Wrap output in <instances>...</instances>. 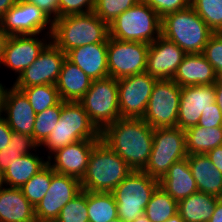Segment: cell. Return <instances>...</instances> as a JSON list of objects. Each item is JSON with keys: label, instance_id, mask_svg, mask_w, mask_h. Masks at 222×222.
<instances>
[{"label": "cell", "instance_id": "obj_23", "mask_svg": "<svg viewBox=\"0 0 222 222\" xmlns=\"http://www.w3.org/2000/svg\"><path fill=\"white\" fill-rule=\"evenodd\" d=\"M0 222H37L35 207L21 188L0 186Z\"/></svg>", "mask_w": 222, "mask_h": 222}, {"label": "cell", "instance_id": "obj_9", "mask_svg": "<svg viewBox=\"0 0 222 222\" xmlns=\"http://www.w3.org/2000/svg\"><path fill=\"white\" fill-rule=\"evenodd\" d=\"M79 102L100 132L121 117L117 79L113 77L92 80L90 88Z\"/></svg>", "mask_w": 222, "mask_h": 222}, {"label": "cell", "instance_id": "obj_29", "mask_svg": "<svg viewBox=\"0 0 222 222\" xmlns=\"http://www.w3.org/2000/svg\"><path fill=\"white\" fill-rule=\"evenodd\" d=\"M188 155L207 154L210 150L222 146V127L205 128L199 125L185 130Z\"/></svg>", "mask_w": 222, "mask_h": 222}, {"label": "cell", "instance_id": "obj_15", "mask_svg": "<svg viewBox=\"0 0 222 222\" xmlns=\"http://www.w3.org/2000/svg\"><path fill=\"white\" fill-rule=\"evenodd\" d=\"M66 53L52 41L43 49L39 57L16 78L15 87L35 85H56Z\"/></svg>", "mask_w": 222, "mask_h": 222}, {"label": "cell", "instance_id": "obj_4", "mask_svg": "<svg viewBox=\"0 0 222 222\" xmlns=\"http://www.w3.org/2000/svg\"><path fill=\"white\" fill-rule=\"evenodd\" d=\"M161 35L177 44L186 54H196L203 53L213 32L189 6L161 18Z\"/></svg>", "mask_w": 222, "mask_h": 222}, {"label": "cell", "instance_id": "obj_47", "mask_svg": "<svg viewBox=\"0 0 222 222\" xmlns=\"http://www.w3.org/2000/svg\"><path fill=\"white\" fill-rule=\"evenodd\" d=\"M17 2V0H0V18Z\"/></svg>", "mask_w": 222, "mask_h": 222}, {"label": "cell", "instance_id": "obj_35", "mask_svg": "<svg viewBox=\"0 0 222 222\" xmlns=\"http://www.w3.org/2000/svg\"><path fill=\"white\" fill-rule=\"evenodd\" d=\"M190 6L213 33L222 32V0H190Z\"/></svg>", "mask_w": 222, "mask_h": 222}, {"label": "cell", "instance_id": "obj_31", "mask_svg": "<svg viewBox=\"0 0 222 222\" xmlns=\"http://www.w3.org/2000/svg\"><path fill=\"white\" fill-rule=\"evenodd\" d=\"M176 213H178V201L158 186L144 210V215L151 222H164Z\"/></svg>", "mask_w": 222, "mask_h": 222}, {"label": "cell", "instance_id": "obj_39", "mask_svg": "<svg viewBox=\"0 0 222 222\" xmlns=\"http://www.w3.org/2000/svg\"><path fill=\"white\" fill-rule=\"evenodd\" d=\"M213 66L217 76L222 74V32L213 33L202 53Z\"/></svg>", "mask_w": 222, "mask_h": 222}, {"label": "cell", "instance_id": "obj_36", "mask_svg": "<svg viewBox=\"0 0 222 222\" xmlns=\"http://www.w3.org/2000/svg\"><path fill=\"white\" fill-rule=\"evenodd\" d=\"M61 111L62 101L58 105L49 107L36 114L33 128V139L39 147L56 127L61 116Z\"/></svg>", "mask_w": 222, "mask_h": 222}, {"label": "cell", "instance_id": "obj_45", "mask_svg": "<svg viewBox=\"0 0 222 222\" xmlns=\"http://www.w3.org/2000/svg\"><path fill=\"white\" fill-rule=\"evenodd\" d=\"M206 156L222 174V146L210 150Z\"/></svg>", "mask_w": 222, "mask_h": 222}, {"label": "cell", "instance_id": "obj_27", "mask_svg": "<svg viewBox=\"0 0 222 222\" xmlns=\"http://www.w3.org/2000/svg\"><path fill=\"white\" fill-rule=\"evenodd\" d=\"M47 164L48 161H44L42 157L40 158L33 153L14 159L11 166L2 173V185L21 188Z\"/></svg>", "mask_w": 222, "mask_h": 222}, {"label": "cell", "instance_id": "obj_54", "mask_svg": "<svg viewBox=\"0 0 222 222\" xmlns=\"http://www.w3.org/2000/svg\"><path fill=\"white\" fill-rule=\"evenodd\" d=\"M110 222H124V221L121 220L119 217H117L116 219H113Z\"/></svg>", "mask_w": 222, "mask_h": 222}, {"label": "cell", "instance_id": "obj_8", "mask_svg": "<svg viewBox=\"0 0 222 222\" xmlns=\"http://www.w3.org/2000/svg\"><path fill=\"white\" fill-rule=\"evenodd\" d=\"M187 156L185 130L179 127L155 128L151 154L142 171L160 181L173 163Z\"/></svg>", "mask_w": 222, "mask_h": 222}, {"label": "cell", "instance_id": "obj_44", "mask_svg": "<svg viewBox=\"0 0 222 222\" xmlns=\"http://www.w3.org/2000/svg\"><path fill=\"white\" fill-rule=\"evenodd\" d=\"M12 129L8 126L4 116H0V151L9 145Z\"/></svg>", "mask_w": 222, "mask_h": 222}, {"label": "cell", "instance_id": "obj_26", "mask_svg": "<svg viewBox=\"0 0 222 222\" xmlns=\"http://www.w3.org/2000/svg\"><path fill=\"white\" fill-rule=\"evenodd\" d=\"M92 79L78 66L65 59L56 83L62 101L79 102L90 88Z\"/></svg>", "mask_w": 222, "mask_h": 222}, {"label": "cell", "instance_id": "obj_33", "mask_svg": "<svg viewBox=\"0 0 222 222\" xmlns=\"http://www.w3.org/2000/svg\"><path fill=\"white\" fill-rule=\"evenodd\" d=\"M16 88L26 95L36 114L49 107L58 105L62 101L56 85L43 84Z\"/></svg>", "mask_w": 222, "mask_h": 222}, {"label": "cell", "instance_id": "obj_46", "mask_svg": "<svg viewBox=\"0 0 222 222\" xmlns=\"http://www.w3.org/2000/svg\"><path fill=\"white\" fill-rule=\"evenodd\" d=\"M208 222H222V198L217 201L215 210Z\"/></svg>", "mask_w": 222, "mask_h": 222}, {"label": "cell", "instance_id": "obj_51", "mask_svg": "<svg viewBox=\"0 0 222 222\" xmlns=\"http://www.w3.org/2000/svg\"><path fill=\"white\" fill-rule=\"evenodd\" d=\"M164 222H184L179 213H176Z\"/></svg>", "mask_w": 222, "mask_h": 222}, {"label": "cell", "instance_id": "obj_22", "mask_svg": "<svg viewBox=\"0 0 222 222\" xmlns=\"http://www.w3.org/2000/svg\"><path fill=\"white\" fill-rule=\"evenodd\" d=\"M218 79L213 66L202 53L186 54L173 77L180 87L212 85Z\"/></svg>", "mask_w": 222, "mask_h": 222}, {"label": "cell", "instance_id": "obj_41", "mask_svg": "<svg viewBox=\"0 0 222 222\" xmlns=\"http://www.w3.org/2000/svg\"><path fill=\"white\" fill-rule=\"evenodd\" d=\"M148 4L162 18L168 13L184 10L190 6V0H140Z\"/></svg>", "mask_w": 222, "mask_h": 222}, {"label": "cell", "instance_id": "obj_28", "mask_svg": "<svg viewBox=\"0 0 222 222\" xmlns=\"http://www.w3.org/2000/svg\"><path fill=\"white\" fill-rule=\"evenodd\" d=\"M219 199L197 191L178 201V213L184 222H208Z\"/></svg>", "mask_w": 222, "mask_h": 222}, {"label": "cell", "instance_id": "obj_17", "mask_svg": "<svg viewBox=\"0 0 222 222\" xmlns=\"http://www.w3.org/2000/svg\"><path fill=\"white\" fill-rule=\"evenodd\" d=\"M185 55L182 48L160 35L149 45L146 72L158 80L173 79Z\"/></svg>", "mask_w": 222, "mask_h": 222}, {"label": "cell", "instance_id": "obj_50", "mask_svg": "<svg viewBox=\"0 0 222 222\" xmlns=\"http://www.w3.org/2000/svg\"><path fill=\"white\" fill-rule=\"evenodd\" d=\"M7 37L8 36L0 28V65L3 58V51Z\"/></svg>", "mask_w": 222, "mask_h": 222}, {"label": "cell", "instance_id": "obj_25", "mask_svg": "<svg viewBox=\"0 0 222 222\" xmlns=\"http://www.w3.org/2000/svg\"><path fill=\"white\" fill-rule=\"evenodd\" d=\"M198 191L222 198V174L206 154L187 156Z\"/></svg>", "mask_w": 222, "mask_h": 222}, {"label": "cell", "instance_id": "obj_40", "mask_svg": "<svg viewBox=\"0 0 222 222\" xmlns=\"http://www.w3.org/2000/svg\"><path fill=\"white\" fill-rule=\"evenodd\" d=\"M94 6L95 0H59V18L92 12Z\"/></svg>", "mask_w": 222, "mask_h": 222}, {"label": "cell", "instance_id": "obj_5", "mask_svg": "<svg viewBox=\"0 0 222 222\" xmlns=\"http://www.w3.org/2000/svg\"><path fill=\"white\" fill-rule=\"evenodd\" d=\"M101 132L90 121L88 113L80 102L62 101V111L56 127L40 145L46 146L48 152L72 144L79 140H100Z\"/></svg>", "mask_w": 222, "mask_h": 222}, {"label": "cell", "instance_id": "obj_55", "mask_svg": "<svg viewBox=\"0 0 222 222\" xmlns=\"http://www.w3.org/2000/svg\"><path fill=\"white\" fill-rule=\"evenodd\" d=\"M2 185V172L0 170V186Z\"/></svg>", "mask_w": 222, "mask_h": 222}, {"label": "cell", "instance_id": "obj_6", "mask_svg": "<svg viewBox=\"0 0 222 222\" xmlns=\"http://www.w3.org/2000/svg\"><path fill=\"white\" fill-rule=\"evenodd\" d=\"M161 35V17L148 4L139 1L109 24V37L151 44Z\"/></svg>", "mask_w": 222, "mask_h": 222}, {"label": "cell", "instance_id": "obj_11", "mask_svg": "<svg viewBox=\"0 0 222 222\" xmlns=\"http://www.w3.org/2000/svg\"><path fill=\"white\" fill-rule=\"evenodd\" d=\"M150 44L108 38V74L120 79L146 71Z\"/></svg>", "mask_w": 222, "mask_h": 222}, {"label": "cell", "instance_id": "obj_7", "mask_svg": "<svg viewBox=\"0 0 222 222\" xmlns=\"http://www.w3.org/2000/svg\"><path fill=\"white\" fill-rule=\"evenodd\" d=\"M159 181L143 171L131 172L113 191L117 203L118 217L124 222H132L144 215V210Z\"/></svg>", "mask_w": 222, "mask_h": 222}, {"label": "cell", "instance_id": "obj_37", "mask_svg": "<svg viewBox=\"0 0 222 222\" xmlns=\"http://www.w3.org/2000/svg\"><path fill=\"white\" fill-rule=\"evenodd\" d=\"M87 211V191L82 190L61 209L54 222H89Z\"/></svg>", "mask_w": 222, "mask_h": 222}, {"label": "cell", "instance_id": "obj_32", "mask_svg": "<svg viewBox=\"0 0 222 222\" xmlns=\"http://www.w3.org/2000/svg\"><path fill=\"white\" fill-rule=\"evenodd\" d=\"M39 147L32 136L28 134H21L15 131L11 132V139L9 145L0 151V170L3 173L14 159H18L23 155L30 154V150Z\"/></svg>", "mask_w": 222, "mask_h": 222}, {"label": "cell", "instance_id": "obj_48", "mask_svg": "<svg viewBox=\"0 0 222 222\" xmlns=\"http://www.w3.org/2000/svg\"><path fill=\"white\" fill-rule=\"evenodd\" d=\"M8 88L5 89V86H2V83H0V116L2 115L4 111V101H5V96L7 93Z\"/></svg>", "mask_w": 222, "mask_h": 222}, {"label": "cell", "instance_id": "obj_49", "mask_svg": "<svg viewBox=\"0 0 222 222\" xmlns=\"http://www.w3.org/2000/svg\"><path fill=\"white\" fill-rule=\"evenodd\" d=\"M215 103L218 105L222 113V87H215Z\"/></svg>", "mask_w": 222, "mask_h": 222}, {"label": "cell", "instance_id": "obj_14", "mask_svg": "<svg viewBox=\"0 0 222 222\" xmlns=\"http://www.w3.org/2000/svg\"><path fill=\"white\" fill-rule=\"evenodd\" d=\"M82 191L80 180L55 173L46 195L35 206L37 222H54L61 209Z\"/></svg>", "mask_w": 222, "mask_h": 222}, {"label": "cell", "instance_id": "obj_38", "mask_svg": "<svg viewBox=\"0 0 222 222\" xmlns=\"http://www.w3.org/2000/svg\"><path fill=\"white\" fill-rule=\"evenodd\" d=\"M140 0H95L93 12L108 25Z\"/></svg>", "mask_w": 222, "mask_h": 222}, {"label": "cell", "instance_id": "obj_21", "mask_svg": "<svg viewBox=\"0 0 222 222\" xmlns=\"http://www.w3.org/2000/svg\"><path fill=\"white\" fill-rule=\"evenodd\" d=\"M108 43H94L66 52V59L78 66L92 80L103 79L108 74Z\"/></svg>", "mask_w": 222, "mask_h": 222}, {"label": "cell", "instance_id": "obj_30", "mask_svg": "<svg viewBox=\"0 0 222 222\" xmlns=\"http://www.w3.org/2000/svg\"><path fill=\"white\" fill-rule=\"evenodd\" d=\"M87 210L89 222H110L118 217L112 192L87 191Z\"/></svg>", "mask_w": 222, "mask_h": 222}, {"label": "cell", "instance_id": "obj_2", "mask_svg": "<svg viewBox=\"0 0 222 222\" xmlns=\"http://www.w3.org/2000/svg\"><path fill=\"white\" fill-rule=\"evenodd\" d=\"M109 25L93 11L66 15L53 21L51 41L64 53L94 43H108Z\"/></svg>", "mask_w": 222, "mask_h": 222}, {"label": "cell", "instance_id": "obj_52", "mask_svg": "<svg viewBox=\"0 0 222 222\" xmlns=\"http://www.w3.org/2000/svg\"><path fill=\"white\" fill-rule=\"evenodd\" d=\"M132 222H151L145 215L137 217Z\"/></svg>", "mask_w": 222, "mask_h": 222}, {"label": "cell", "instance_id": "obj_43", "mask_svg": "<svg viewBox=\"0 0 222 222\" xmlns=\"http://www.w3.org/2000/svg\"><path fill=\"white\" fill-rule=\"evenodd\" d=\"M24 1L36 5L50 19H52V21L59 18V0H24Z\"/></svg>", "mask_w": 222, "mask_h": 222}, {"label": "cell", "instance_id": "obj_53", "mask_svg": "<svg viewBox=\"0 0 222 222\" xmlns=\"http://www.w3.org/2000/svg\"><path fill=\"white\" fill-rule=\"evenodd\" d=\"M214 87H222V74L218 76L217 81L214 83Z\"/></svg>", "mask_w": 222, "mask_h": 222}, {"label": "cell", "instance_id": "obj_42", "mask_svg": "<svg viewBox=\"0 0 222 222\" xmlns=\"http://www.w3.org/2000/svg\"><path fill=\"white\" fill-rule=\"evenodd\" d=\"M198 125L205 128L222 127V113L216 103L202 112Z\"/></svg>", "mask_w": 222, "mask_h": 222}, {"label": "cell", "instance_id": "obj_34", "mask_svg": "<svg viewBox=\"0 0 222 222\" xmlns=\"http://www.w3.org/2000/svg\"><path fill=\"white\" fill-rule=\"evenodd\" d=\"M54 170L47 164L41 171L29 179L21 190L25 198L35 207L46 195Z\"/></svg>", "mask_w": 222, "mask_h": 222}, {"label": "cell", "instance_id": "obj_10", "mask_svg": "<svg viewBox=\"0 0 222 222\" xmlns=\"http://www.w3.org/2000/svg\"><path fill=\"white\" fill-rule=\"evenodd\" d=\"M180 92L172 79L157 80L142 119L153 129L177 127Z\"/></svg>", "mask_w": 222, "mask_h": 222}, {"label": "cell", "instance_id": "obj_16", "mask_svg": "<svg viewBox=\"0 0 222 222\" xmlns=\"http://www.w3.org/2000/svg\"><path fill=\"white\" fill-rule=\"evenodd\" d=\"M34 35H12L5 42L1 64L10 68L18 74V77L28 68L40 55L43 49L51 42L39 39ZM37 37V38H36Z\"/></svg>", "mask_w": 222, "mask_h": 222}, {"label": "cell", "instance_id": "obj_3", "mask_svg": "<svg viewBox=\"0 0 222 222\" xmlns=\"http://www.w3.org/2000/svg\"><path fill=\"white\" fill-rule=\"evenodd\" d=\"M133 169L102 139L93 147L81 188L89 192H112Z\"/></svg>", "mask_w": 222, "mask_h": 222}, {"label": "cell", "instance_id": "obj_20", "mask_svg": "<svg viewBox=\"0 0 222 222\" xmlns=\"http://www.w3.org/2000/svg\"><path fill=\"white\" fill-rule=\"evenodd\" d=\"M3 112L4 118L12 131L28 134L33 138L36 113L26 95L14 85L7 90Z\"/></svg>", "mask_w": 222, "mask_h": 222}, {"label": "cell", "instance_id": "obj_1", "mask_svg": "<svg viewBox=\"0 0 222 222\" xmlns=\"http://www.w3.org/2000/svg\"><path fill=\"white\" fill-rule=\"evenodd\" d=\"M154 129L141 118H122L101 132V139L132 169L142 171L148 163Z\"/></svg>", "mask_w": 222, "mask_h": 222}, {"label": "cell", "instance_id": "obj_12", "mask_svg": "<svg viewBox=\"0 0 222 222\" xmlns=\"http://www.w3.org/2000/svg\"><path fill=\"white\" fill-rule=\"evenodd\" d=\"M50 24V25H49ZM47 29L48 37L53 31V21L36 5L24 0L17 2L0 18V28L7 35H39Z\"/></svg>", "mask_w": 222, "mask_h": 222}, {"label": "cell", "instance_id": "obj_24", "mask_svg": "<svg viewBox=\"0 0 222 222\" xmlns=\"http://www.w3.org/2000/svg\"><path fill=\"white\" fill-rule=\"evenodd\" d=\"M159 186L176 201L198 191L187 157L171 165L167 174L159 181Z\"/></svg>", "mask_w": 222, "mask_h": 222}, {"label": "cell", "instance_id": "obj_18", "mask_svg": "<svg viewBox=\"0 0 222 222\" xmlns=\"http://www.w3.org/2000/svg\"><path fill=\"white\" fill-rule=\"evenodd\" d=\"M215 103V87L195 85L181 87L177 127L186 130L199 123L202 112Z\"/></svg>", "mask_w": 222, "mask_h": 222}, {"label": "cell", "instance_id": "obj_13", "mask_svg": "<svg viewBox=\"0 0 222 222\" xmlns=\"http://www.w3.org/2000/svg\"><path fill=\"white\" fill-rule=\"evenodd\" d=\"M157 80L146 71L117 79L118 103L122 118H143Z\"/></svg>", "mask_w": 222, "mask_h": 222}, {"label": "cell", "instance_id": "obj_19", "mask_svg": "<svg viewBox=\"0 0 222 222\" xmlns=\"http://www.w3.org/2000/svg\"><path fill=\"white\" fill-rule=\"evenodd\" d=\"M99 140H79L53 152L48 164L55 173L74 177L81 181L85 175L90 153ZM52 158L54 162L51 161Z\"/></svg>", "mask_w": 222, "mask_h": 222}]
</instances>
